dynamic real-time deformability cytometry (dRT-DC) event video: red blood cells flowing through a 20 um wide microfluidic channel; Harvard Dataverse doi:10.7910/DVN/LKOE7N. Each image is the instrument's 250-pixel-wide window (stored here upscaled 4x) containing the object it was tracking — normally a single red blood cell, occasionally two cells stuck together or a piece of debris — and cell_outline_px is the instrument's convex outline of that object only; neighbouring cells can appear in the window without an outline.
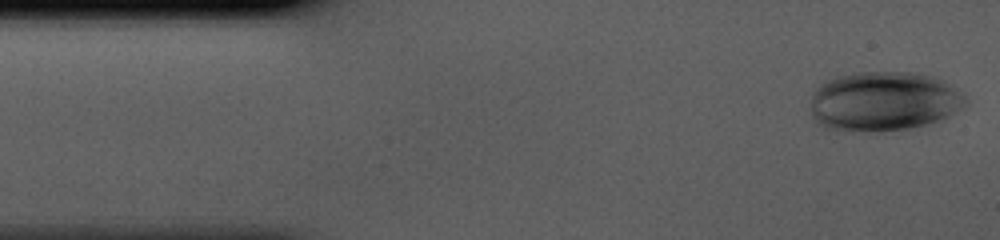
{"species": "human", "species_latin": "Homo sapiens", "temperature_condition": "cold", "stored_images_in_passage": 41, "camera_frame_rate_fps": 3000, "um_per_image_px": 0.085, "donor": {"sex": "male"}, "frame": {"image": 1, "passage_image": 1, "time_ms": 0.0, "image_size_px": [1000, 240], "cell_outline_px": [[964, 104], [960, 108], [948, 116], [940, 120], [908, 128], [872, 132], [836, 132], [824, 128], [816, 124], [808, 108], [812, 92], [820, 80], [836, 76], [860, 72], [912, 72], [944, 80], [964, 96]], "centroid_in_image_um": [74.95, 8.63], "position_along_channel_um": 10.1, "area_um2": 54.62}}
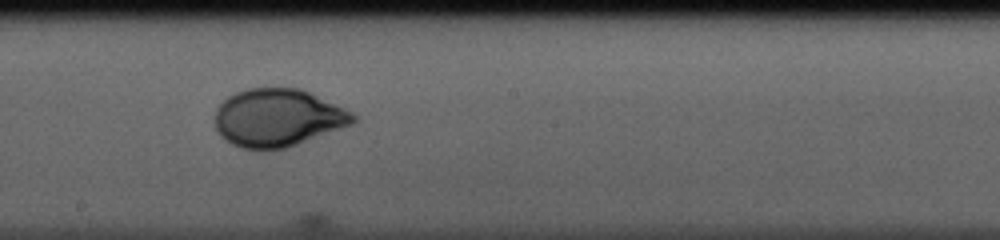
{"frame": {"image": 2, "passage_image": 22, "time_ms": 7.0, "image_size_px": [1000, 240], "cell_outline_px": [[356, 120], [352, 124], [296, 144], [284, 148], [240, 148], [232, 144], [220, 136], [216, 128], [216, 108], [228, 96], [236, 92], [248, 88], [300, 88], [344, 108], [352, 112], [356, 116]], "centroid_in_image_um": [23.59, 9.99], "position_along_channel_um": 224.6, "area_um2": 45.89}}
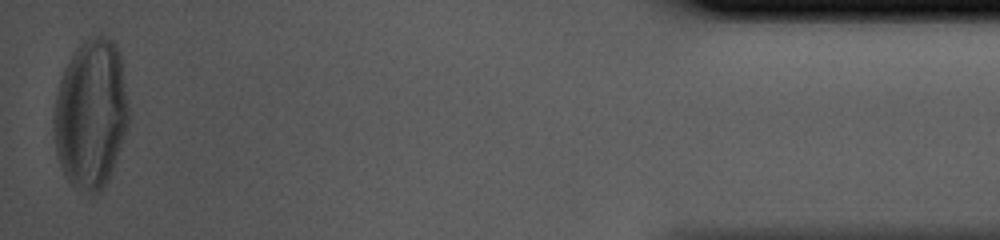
{"frame": {"image": 3, "passage_image": 41, "time_ms": 13.333, "image_size_px": [1000, 240], "cell_outline_px": [[128, 124], [112, 172], [104, 188], [88, 196], [76, 188], [68, 180], [60, 164], [56, 152], [52, 128], [52, 112], [60, 80], [64, 68], [76, 48], [84, 40], [92, 36], [108, 36], [116, 44], [124, 64], [128, 104]], "centroid_in_image_um": [7.73, 9.67], "position_along_channel_um": 427.5, "area_um2": 66.07}}